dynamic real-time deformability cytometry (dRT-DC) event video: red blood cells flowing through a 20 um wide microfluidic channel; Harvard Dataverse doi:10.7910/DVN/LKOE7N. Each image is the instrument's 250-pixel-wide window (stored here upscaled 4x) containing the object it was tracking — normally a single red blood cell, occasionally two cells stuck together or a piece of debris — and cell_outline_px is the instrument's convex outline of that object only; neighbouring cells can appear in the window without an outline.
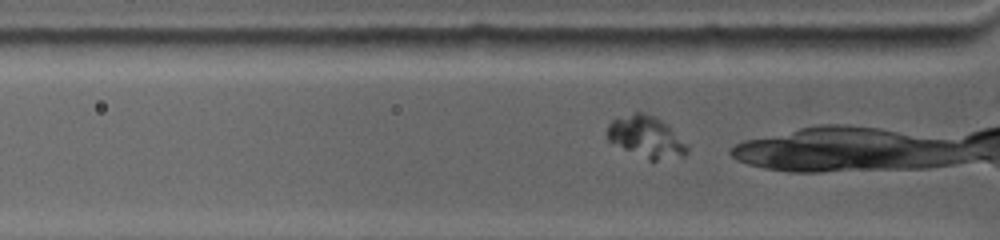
{"species": "common noctule bat (a hibernating species)", "species_latin": "Nyctalus noctula", "temperature_condition": "warm", "stored_images_in_passage": 27, "camera_frame_rate_fps": 4500, "um_per_image_px": 0.085, "animal": {"sex": "female", "body_mass_g": 19.0, "forearm_length_mm": 53.3}, "frame": {"image": 1, "passage_image": 3, "time_ms": 0.444, "image_size_px": [1000, 240], "cell_outline_px": [[688, 152], [684, 156], [656, 160], [648, 160], [608, 140], [608, 124], [612, 120], [636, 112], [640, 112], [652, 116], [660, 120], [688, 144]], "centroid_in_image_um": [54.95, 11.65], "position_along_channel_um": 70.9, "area_um2": 18.73}}
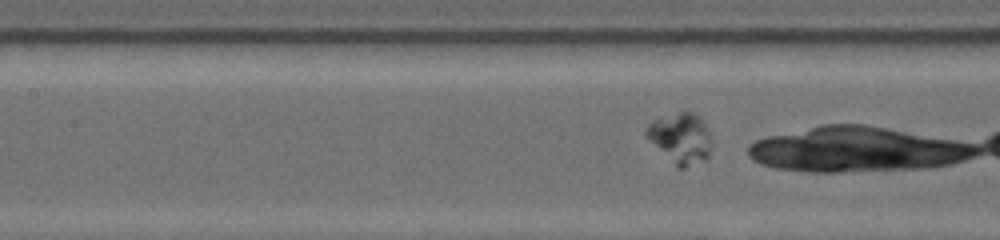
{"frame": {"image": 2, "passage_image": 13, "time_ms": 2.667, "image_size_px": [1000, 240], "cell_outline_px": [[712, 144], [708, 156], [704, 160], [684, 168], [676, 168], [644, 132], [648, 124], [652, 120], [680, 112], [692, 112], [700, 120], [712, 140]], "centroid_in_image_um": [57.85, 11.78], "position_along_channel_um": 149.6, "area_um2": 18.61}}
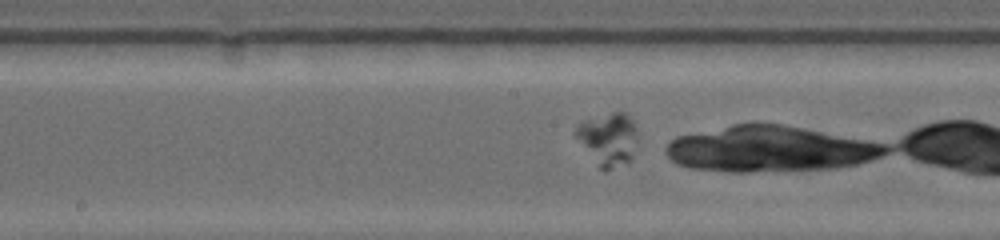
{"frame": {"image": 3, "passage_image": 19, "time_ms": 4.0, "image_size_px": [1000, 240], "cell_outline_px": [[636, 132], [632, 156], [628, 160], [604, 172], [600, 168], [576, 136], [576, 128], [580, 124], [588, 120], [612, 112], [624, 112], [632, 120]], "centroid_in_image_um": [51.7, 11.81], "position_along_channel_um": 196.5, "area_um2": 17.92}}